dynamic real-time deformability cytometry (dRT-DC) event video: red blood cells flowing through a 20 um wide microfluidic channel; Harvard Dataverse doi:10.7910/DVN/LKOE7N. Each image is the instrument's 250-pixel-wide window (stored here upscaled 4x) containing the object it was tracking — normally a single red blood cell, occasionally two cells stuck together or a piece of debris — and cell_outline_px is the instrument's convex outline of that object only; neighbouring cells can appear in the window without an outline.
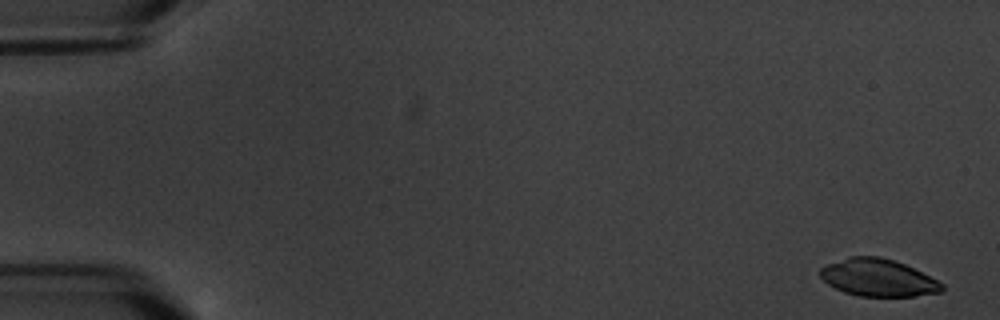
{"species": "common noctule bat (a hibernating species)", "species_latin": "Nyctalus noctula", "temperature_condition": "warm", "stored_images_in_passage": 7, "camera_frame_rate_fps": 3000, "um_per_image_px": 0.085, "animal": {"sex": "male", "body_mass_g": 20.1, "forearm_length_mm": 53.5}, "frame": {"image": 1, "passage_image": 1, "time_ms": 0.0, "image_size_px": [1000, 320], "cell_outline_px": [[944, 288], [940, 292], [916, 296], [860, 296], [844, 292], [828, 284], [820, 276], [820, 268], [828, 264], [848, 256], [880, 256], [904, 264], [944, 284]], "centroid_in_image_um": [74.62, 23.6], "position_along_channel_um": 10.4, "area_um2": 26.18}}
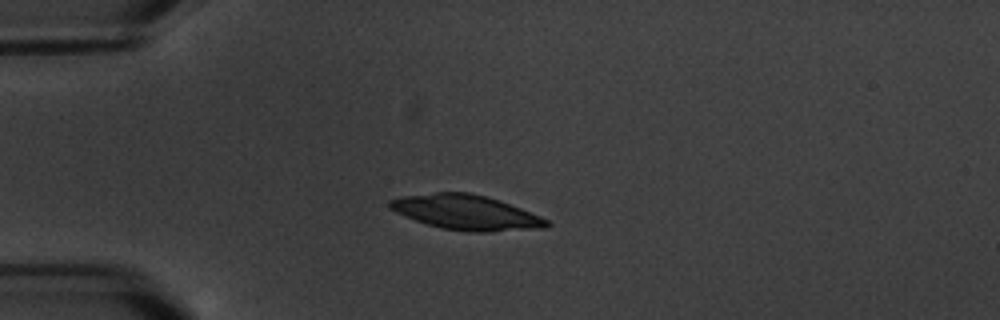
{"frame": {"image": 2, "passage_image": 5, "time_ms": 4.667, "image_size_px": [1000, 320], "cell_outline_px": [[552, 224], [548, 228], [488, 232], [468, 232], [440, 228], [404, 216], [388, 208], [388, 200], [400, 196], [436, 192], [468, 192], [484, 196], [520, 208], [540, 216], [548, 220]], "centroid_in_image_um": [39.6, 18.06], "position_along_channel_um": 45.4, "area_um2": 31.91}}